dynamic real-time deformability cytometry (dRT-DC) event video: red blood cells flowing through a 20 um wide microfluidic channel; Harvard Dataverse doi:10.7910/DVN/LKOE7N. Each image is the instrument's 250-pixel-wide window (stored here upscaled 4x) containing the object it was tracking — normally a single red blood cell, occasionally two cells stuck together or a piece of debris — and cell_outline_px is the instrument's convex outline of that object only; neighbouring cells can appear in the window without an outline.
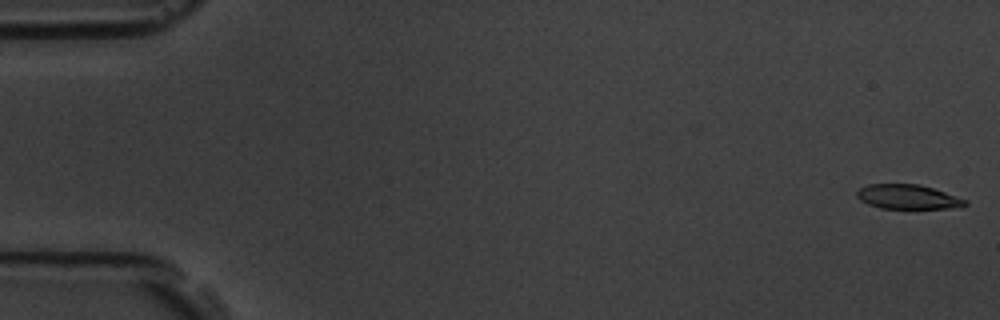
{"species": "common noctule bat (a hibernating species)", "species_latin": "Nyctalus noctula", "temperature_condition": "room temperature", "stored_images_in_passage": 56, "camera_frame_rate_fps": 3000, "um_per_image_px": 0.085, "animal": {"sex": "male", "body_mass_g": 19.5, "forearm_length_mm": 54.6}, "frame": {"image": 1, "passage_image": 1, "time_ms": 0.0, "image_size_px": [1000, 320], "cell_outline_px": [[968, 204], [948, 208], [880, 208], [868, 204], [860, 200], [856, 196], [856, 192], [860, 188], [868, 184], [920, 184], [968, 200]], "centroid_in_image_um": [77.13, 16.72], "position_along_channel_um": 7.9, "area_um2": 15.26}}
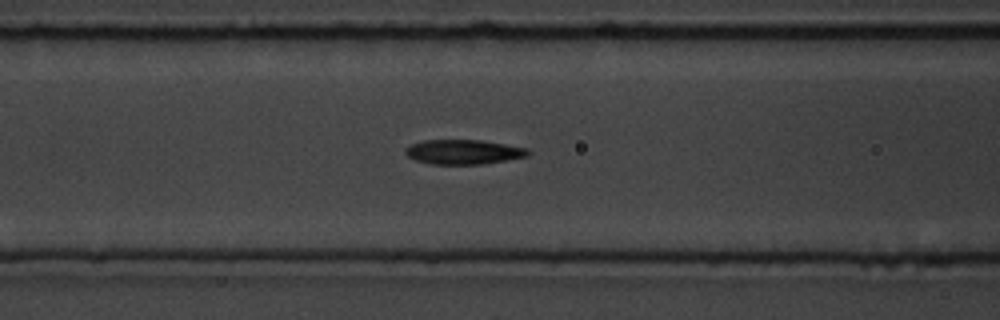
{"frame": {"image": 2, "passage_image": 23, "time_ms": 7.333, "image_size_px": [1000, 320], "cell_outline_px": [[532, 152], [528, 156], [484, 164], [432, 164], [416, 160], [408, 156], [404, 152], [404, 148], [412, 144], [424, 140], [480, 140], [528, 148]], "centroid_in_image_um": [39.41, 12.91], "position_along_channel_um": 127.2, "area_um2": 17.57}}
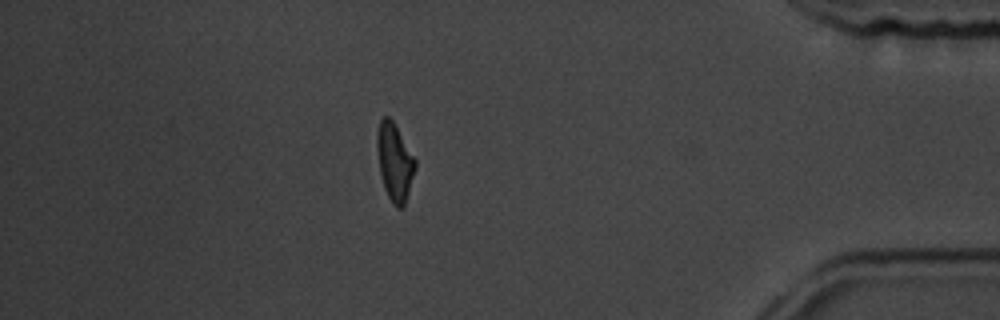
{"frame": {"image": 3, "passage_image": 49, "time_ms": 16.0, "image_size_px": [1000, 320], "cell_outline_px": [[416, 168], [404, 208], [396, 208], [392, 204], [384, 188], [380, 172], [376, 148], [376, 132], [380, 120], [384, 116], [388, 116], [392, 120], [416, 160]], "centroid_in_image_um": [33.54, 13.79], "position_along_channel_um": 401.7, "area_um2": 17.34}, "authors_computed_cell_mechanics": {"area_um2": 17.34, "velocity_mm_per_s": 3.641, "shape_relaxation_time_tau1_ms": 3.5852, "shape_relaxation_time_tau2_ms": 4.352, "deformation_change_tau1": 0.131, "deformation_change_tau2": 0.1243}}